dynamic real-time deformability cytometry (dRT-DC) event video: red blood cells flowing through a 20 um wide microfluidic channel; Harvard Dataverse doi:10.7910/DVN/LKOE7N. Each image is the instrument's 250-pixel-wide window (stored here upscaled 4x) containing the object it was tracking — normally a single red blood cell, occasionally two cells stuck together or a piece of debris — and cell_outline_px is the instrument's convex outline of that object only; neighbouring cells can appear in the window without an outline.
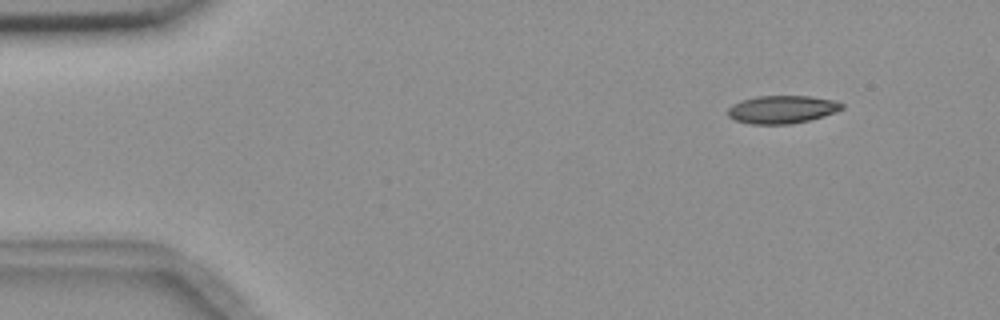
{"species": "common noctule bat (a hibernating species)", "species_latin": "Nyctalus noctula", "temperature_condition": "room temperature", "stored_images_in_passage": 4, "segment_of_instrument_passage": [1, 2], "camera_frame_rate_fps": 3000, "um_per_image_px": 0.085, "animal": {"sex": "female", "body_mass_g": 18.4}, "frame": {"image": 1, "passage_image": 1, "time_ms": 0.0, "image_size_px": [1000, 320], "cell_outline_px": [[844, 108], [836, 112], [824, 116], [808, 120], [788, 124], [752, 124], [736, 120], [728, 116], [728, 108], [732, 104], [740, 100], [756, 96], [808, 96], [836, 100], [844, 104]], "centroid_in_image_um": [66.48, 9.29], "position_along_channel_um": 18.5, "area_um2": 18.61}}